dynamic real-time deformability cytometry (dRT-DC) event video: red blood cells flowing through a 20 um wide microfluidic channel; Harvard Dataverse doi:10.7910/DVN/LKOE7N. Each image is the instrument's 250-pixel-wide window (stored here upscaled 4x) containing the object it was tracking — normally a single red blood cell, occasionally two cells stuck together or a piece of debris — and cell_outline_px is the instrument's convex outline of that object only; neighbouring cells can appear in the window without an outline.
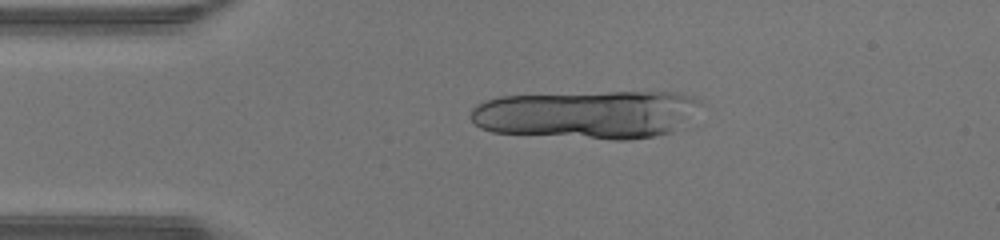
{"species": "human", "species_latin": "Homo sapiens", "temperature_condition": "warm", "stored_images_in_passage": 7, "camera_frame_rate_fps": 3000, "um_per_image_px": 0.085, "donor": {"sex": "male"}, "frame": {"image": 1, "passage_image": 1, "time_ms": 0.0, "image_size_px": [1000, 240], "cell_outline_px": [[700, 104], [672, 132], [652, 136], [628, 140], [612, 140], [492, 132], [480, 128], [472, 120], [472, 108], [476, 104], [484, 100], [500, 96], [608, 92], [676, 92], [692, 96], [700, 100]], "centroid_in_image_um": [49.84, 9.73], "position_along_channel_um": 35.2, "area_um2": 64.33}}